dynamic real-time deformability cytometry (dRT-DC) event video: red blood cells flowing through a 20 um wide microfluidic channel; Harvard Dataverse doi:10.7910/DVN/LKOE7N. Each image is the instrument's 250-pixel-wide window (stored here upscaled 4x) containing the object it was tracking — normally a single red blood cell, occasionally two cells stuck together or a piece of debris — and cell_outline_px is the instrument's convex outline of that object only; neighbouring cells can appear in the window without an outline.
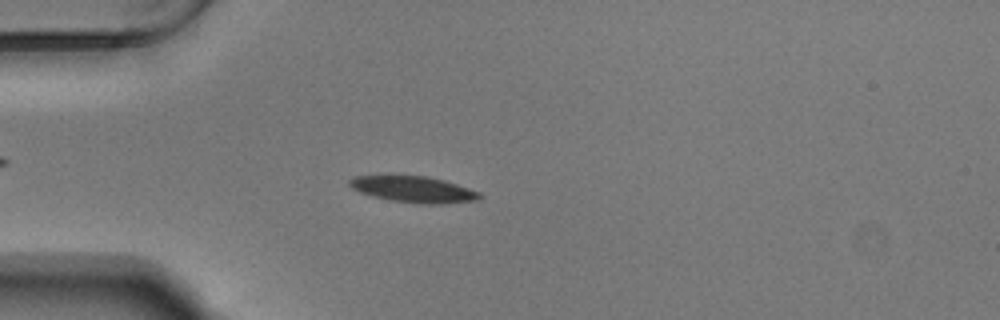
{"species": "Egyptian fruit bat (a non-hibernating species)", "species_latin": "Rousettus aegyptiacus", "temperature_condition": "warm", "stored_images_in_passage": 54, "camera_frame_rate_fps": 3000, "um_per_image_px": 0.085, "animal": {"sex": "male"}, "frame": {"image": 1, "passage_image": 15, "time_ms": 4.667, "image_size_px": [1000, 320], "cell_outline_px": [[484, 196], [480, 200], [444, 204], [420, 204], [388, 200], [372, 196], [360, 192], [352, 188], [348, 184], [348, 180], [352, 176], [424, 176], [444, 180], [480, 192]], "centroid_in_image_um": [35.17, 16.11], "position_along_channel_um": 49.8, "area_um2": 20.0}}
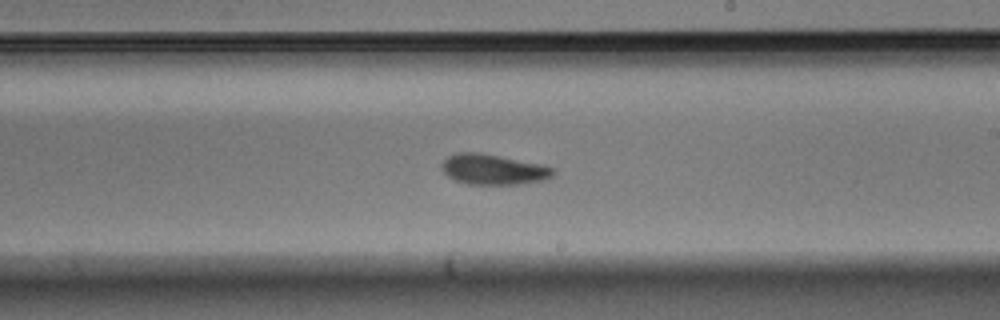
{"frame": {"image": 2, "passage_image": 32, "time_ms": 10.333, "image_size_px": [1000, 320], "cell_outline_px": [[556, 172], [552, 176], [544, 180], [520, 184], [468, 184], [456, 180], [448, 176], [440, 168], [440, 164], [448, 156], [456, 152], [480, 152], [540, 164], [552, 168]], "centroid_in_image_um": [41.9, 14.39], "position_along_channel_um": 247.1, "area_um2": 19.71}}
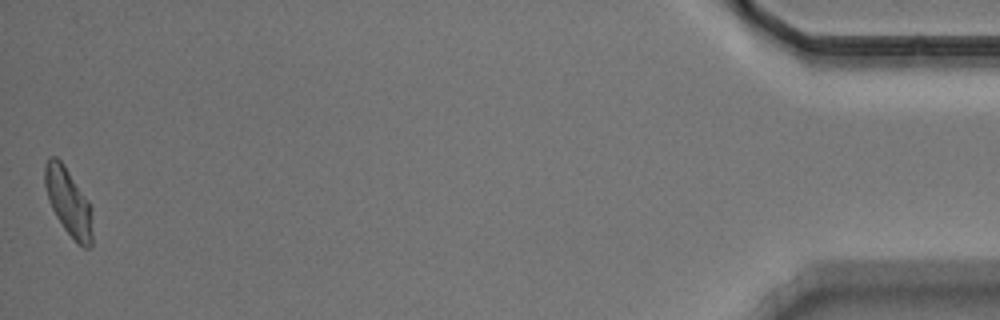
{"frame": {"image": 3, "passage_image": 54, "time_ms": 17.667, "image_size_px": [1000, 320], "cell_outline_px": [[92, 244], [88, 248], [84, 248], [64, 228], [56, 216], [48, 200], [44, 184], [44, 164], [48, 156], [56, 156], [64, 164], [88, 200], [92, 208]], "centroid_in_image_um": [5.81, 17.12], "position_along_channel_um": 429.4, "area_um2": 18.73}, "authors_computed_cell_mechanics": {"area_um2": 19.0162, "velocity_mm_per_s": 3.7106, "shape_relaxation_time_tau1_ms": 2.5573, "shape_relaxation_time_tau2_ms": 4.2095, "deformation_change_tau1": 0.1333, "deformation_change_tau2": 0.0774}}